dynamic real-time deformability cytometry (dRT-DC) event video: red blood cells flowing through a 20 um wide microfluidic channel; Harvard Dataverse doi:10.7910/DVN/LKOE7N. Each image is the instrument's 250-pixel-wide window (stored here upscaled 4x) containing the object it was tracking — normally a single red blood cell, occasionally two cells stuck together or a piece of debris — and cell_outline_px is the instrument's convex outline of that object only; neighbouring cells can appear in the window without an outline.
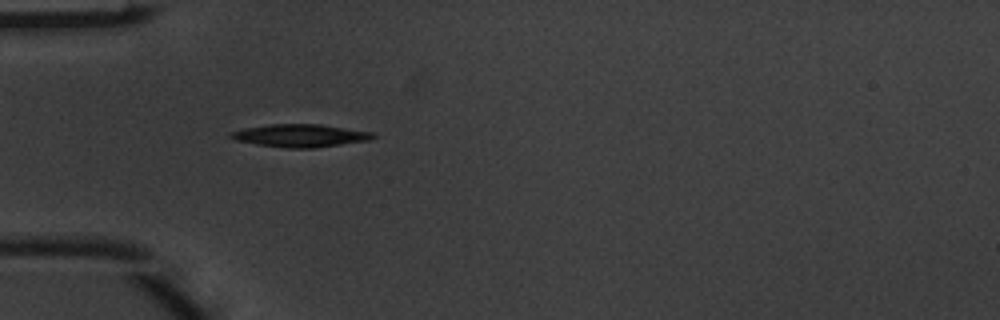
{"species": "common noctule bat (a hibernating species)", "species_latin": "Nyctalus noctula", "temperature_condition": "warm", "stored_images_in_passage": 1, "camera_frame_rate_fps": 3000, "um_per_image_px": 0.085, "animal": {"sex": "male", "body_mass_g": 20.1, "forearm_length_mm": 53.5}, "frame": {"image": 1, "passage_image": 1, "time_ms": 0.0, "image_size_px": [1000, 320], "cell_outline_px": [[376, 136], [368, 140], [312, 148], [288, 148], [256, 144], [236, 140], [228, 136], [232, 132], [244, 128], [272, 124], [320, 124], [372, 132]], "centroid_in_image_um": [25.5, 11.52], "position_along_channel_um": 59.5, "area_um2": 18.55}}